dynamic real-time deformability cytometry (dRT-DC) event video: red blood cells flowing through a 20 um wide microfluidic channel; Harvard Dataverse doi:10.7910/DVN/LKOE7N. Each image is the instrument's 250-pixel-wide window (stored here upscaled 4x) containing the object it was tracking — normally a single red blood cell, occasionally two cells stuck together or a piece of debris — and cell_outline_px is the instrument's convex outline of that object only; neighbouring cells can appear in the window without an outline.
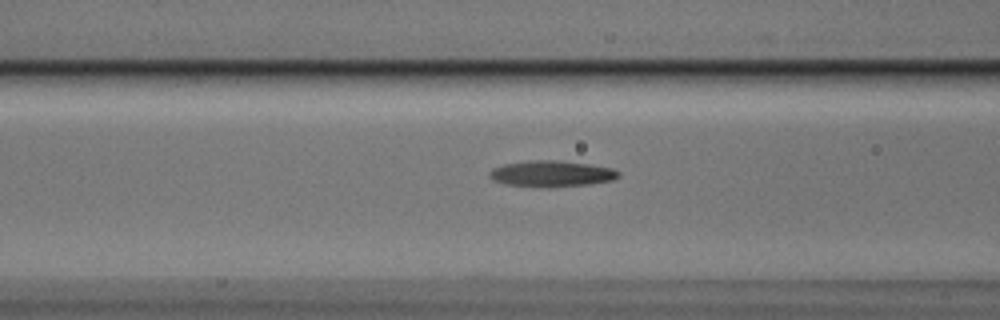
{"species": "Egyptian fruit bat (a non-hibernating species)", "species_latin": "Rousettus aegyptiacus", "temperature_condition": "cold", "stored_images_in_passage": 35, "camera_frame_rate_fps": 3000, "um_per_image_px": 0.085, "animal": {"sex": "male"}, "frame": {"image": 1, "passage_image": 8, "time_ms": 2.333, "image_size_px": [1000, 320], "cell_outline_px": [[620, 176], [612, 180], [588, 184], [548, 188], [504, 184], [492, 180], [488, 176], [488, 172], [492, 168], [504, 164], [528, 160], [556, 160], [588, 164], [612, 168], [620, 172]], "centroid_in_image_um": [46.83, 14.77], "position_along_channel_um": 119.8, "area_um2": 19.83}}
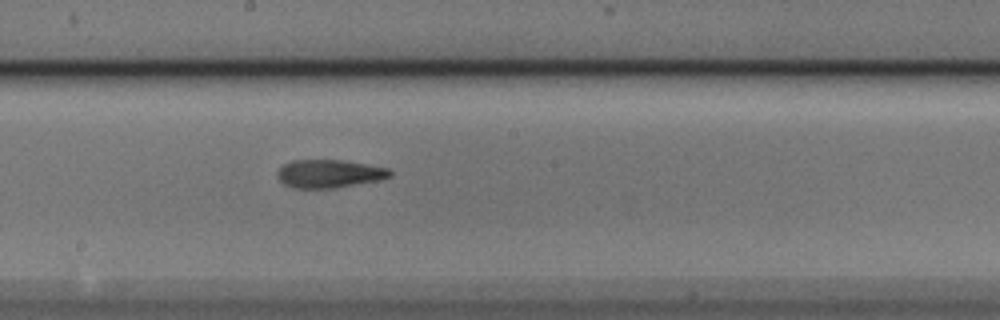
{"frame": {"image": 2, "passage_image": 16, "time_ms": 5.0, "image_size_px": [1000, 320], "cell_outline_px": [[392, 176], [380, 180], [336, 188], [292, 188], [284, 184], [280, 180], [276, 172], [284, 164], [292, 160], [344, 160], [368, 164], [388, 168], [392, 172]], "centroid_in_image_um": [28.0, 14.76], "position_along_channel_um": 220.2, "area_um2": 18.61}}
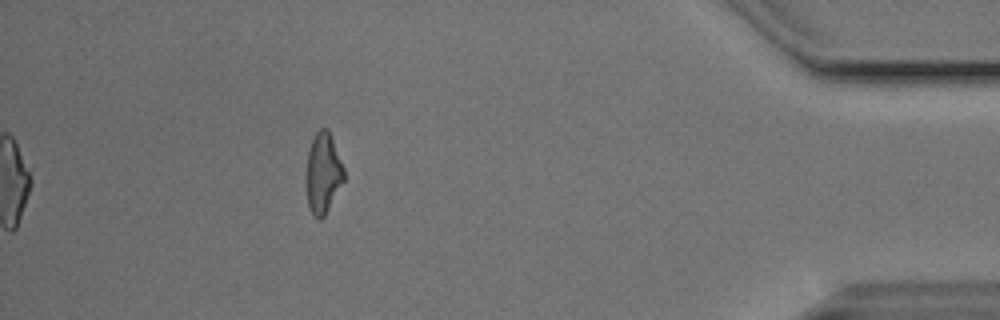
{"frame": {"image": 3, "passage_image": 35, "time_ms": 11.333, "image_size_px": [1000, 320], "cell_outline_px": [[344, 180], [324, 216], [320, 220], [312, 216], [308, 208], [308, 152], [312, 140], [316, 132], [320, 128], [328, 128], [344, 168]], "centroid_in_image_um": [27.48, 14.72], "position_along_channel_um": 407.7, "area_um2": 17.22}, "authors_computed_cell_mechanics": {"area_um2": 18.207, "velocity_mm_per_s": 3.7666, "shape_relaxation_time_tau1_ms": 3.7153, "shape_relaxation_time_tau2_ms": 3.0401, "deformation_change_tau1": 0.2128, "deformation_change_tau2": 0.1313}}